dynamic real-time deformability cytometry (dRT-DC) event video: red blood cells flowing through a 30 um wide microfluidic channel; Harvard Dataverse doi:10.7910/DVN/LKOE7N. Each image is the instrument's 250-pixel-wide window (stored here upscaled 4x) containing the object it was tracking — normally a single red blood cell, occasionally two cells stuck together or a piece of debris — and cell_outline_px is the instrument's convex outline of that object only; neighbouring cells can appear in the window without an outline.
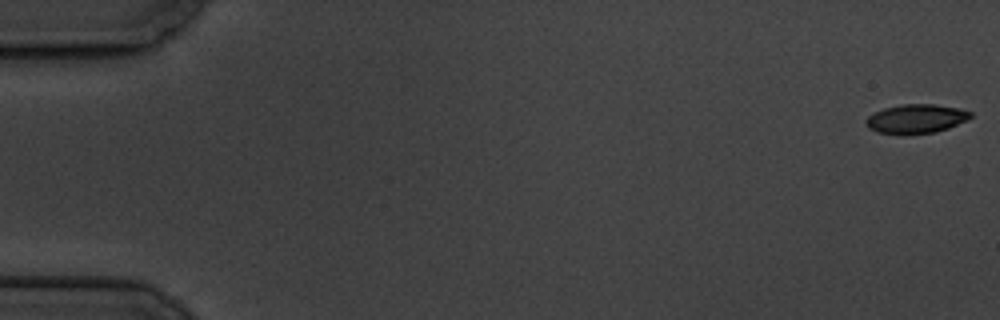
{"species": "common noctule bat (a hibernating species)", "species_latin": "Nyctalus noctula", "temperature_condition": "cold", "stored_images_in_passage": 58, "camera_frame_rate_fps": 3000, "um_per_image_px": 0.085, "animal": {"sex": "male", "body_mass_g": 19.5, "forearm_length_mm": 54.6}, "frame": {"image": 1, "passage_image": 1, "time_ms": 0.0, "image_size_px": [1000, 320], "cell_outline_px": [[972, 116], [968, 120], [948, 128], [936, 132], [876, 132], [868, 128], [864, 120], [868, 116], [884, 108], [900, 104], [932, 104], [960, 108], [972, 112]], "centroid_in_image_um": [77.9, 10.06], "position_along_channel_um": 7.1, "area_um2": 17.28}}
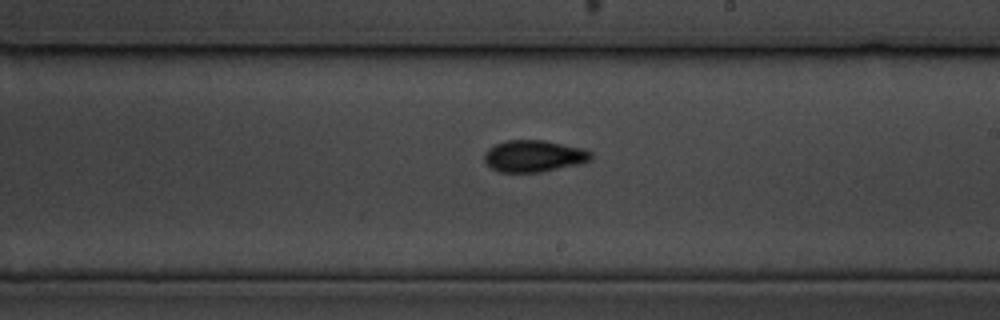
{"frame": {"image": 2, "passage_image": 34, "time_ms": 11.0, "image_size_px": [1000, 320], "cell_outline_px": [[592, 160], [580, 164], [540, 172], [500, 172], [492, 168], [484, 160], [484, 152], [488, 148], [504, 140], [544, 140], [580, 148], [592, 152]], "centroid_in_image_um": [45.37, 13.26], "position_along_channel_um": 243.6, "area_um2": 19.71}}
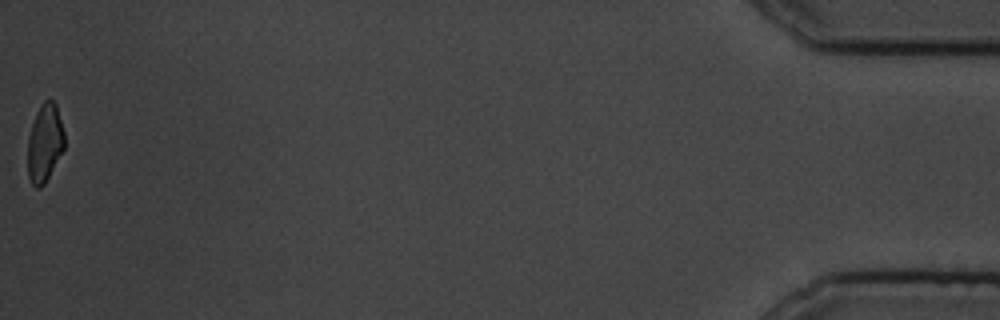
{"frame": {"image": 3, "passage_image": 58, "time_ms": 19.0, "image_size_px": [1000, 320], "cell_outline_px": [[64, 148], [44, 184], [40, 188], [36, 188], [32, 184], [28, 176], [28, 136], [36, 112], [40, 104], [44, 100], [52, 100], [56, 104], [64, 132]], "centroid_in_image_um": [3.79, 12.14], "position_along_channel_um": 431.4, "area_um2": 16.59}, "authors_computed_cell_mechanics": {"area_um2": 18.4671, "velocity_mm_per_s": 3.518, "shape_relaxation_time_tau1_ms": 3.5739, "shape_relaxation_time_tau2_ms": 2.9912, "deformation_change_tau1": 0.115, "deformation_change_tau2": 0.0746}}